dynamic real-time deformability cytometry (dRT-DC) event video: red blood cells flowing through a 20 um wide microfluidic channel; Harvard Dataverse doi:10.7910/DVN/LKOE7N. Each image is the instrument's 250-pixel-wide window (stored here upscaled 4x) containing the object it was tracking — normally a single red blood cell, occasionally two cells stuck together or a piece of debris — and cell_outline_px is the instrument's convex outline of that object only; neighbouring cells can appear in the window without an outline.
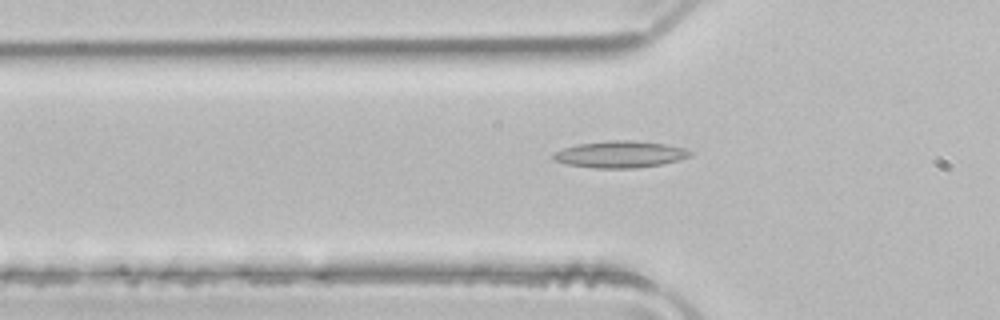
{"species": "common noctule bat (a hibernating species)", "species_latin": "Nyctalus noctula", "temperature_condition": "room temperature", "stored_images_in_passage": 41, "camera_frame_rate_fps": 3000, "um_per_image_px": 0.085, "animal": {"sex": "male", "body_mass_g": 21.5, "forearm_length_mm": 52.0}, "frame": {"image": 1, "passage_image": 7, "time_ms": 2.0, "image_size_px": [1000, 320], "cell_outline_px": [[692, 156], [660, 164], [636, 168], [592, 168], [568, 164], [556, 160], [552, 156], [552, 152], [576, 144], [608, 140], [632, 140], [664, 144], [684, 148], [692, 152]], "centroid_in_image_um": [52.68, 13.11], "position_along_channel_um": 73.1, "area_um2": 21.21}}
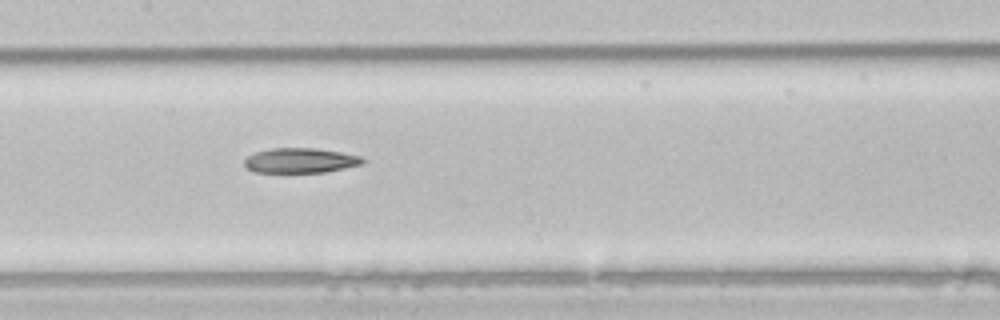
{"frame": {"image": 2, "passage_image": 15, "time_ms": 4.667, "image_size_px": [1000, 320], "cell_outline_px": [[368, 160], [364, 164], [324, 172], [256, 172], [248, 168], [244, 164], [244, 160], [248, 156], [256, 152], [272, 148], [316, 148], [364, 156]], "centroid_in_image_um": [25.61, 13.63], "position_along_channel_um": 181.8, "area_um2": 17.22}}
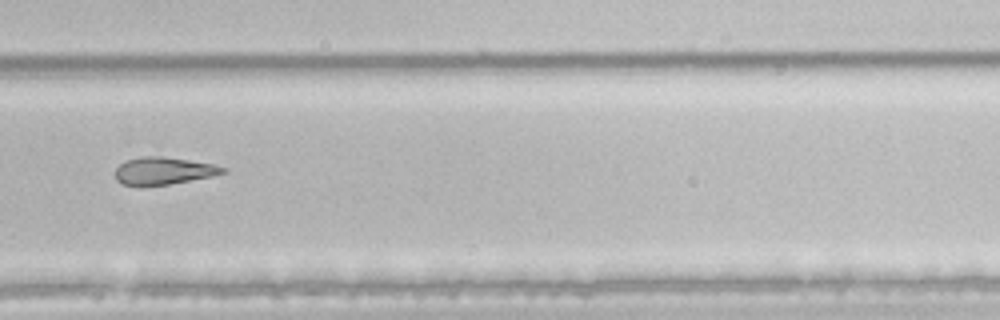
{"frame": {"image": 3, "passage_image": 25, "time_ms": 8.0, "image_size_px": [1000, 320], "cell_outline_px": [[228, 172], [212, 176], [168, 184], [140, 188], [124, 184], [116, 180], [116, 168], [120, 164], [128, 160], [144, 156], [160, 156], [188, 160], [212, 164], [228, 168]], "centroid_in_image_um": [13.89, 14.55], "position_along_channel_um": 315.9, "area_um2": 17.28}}